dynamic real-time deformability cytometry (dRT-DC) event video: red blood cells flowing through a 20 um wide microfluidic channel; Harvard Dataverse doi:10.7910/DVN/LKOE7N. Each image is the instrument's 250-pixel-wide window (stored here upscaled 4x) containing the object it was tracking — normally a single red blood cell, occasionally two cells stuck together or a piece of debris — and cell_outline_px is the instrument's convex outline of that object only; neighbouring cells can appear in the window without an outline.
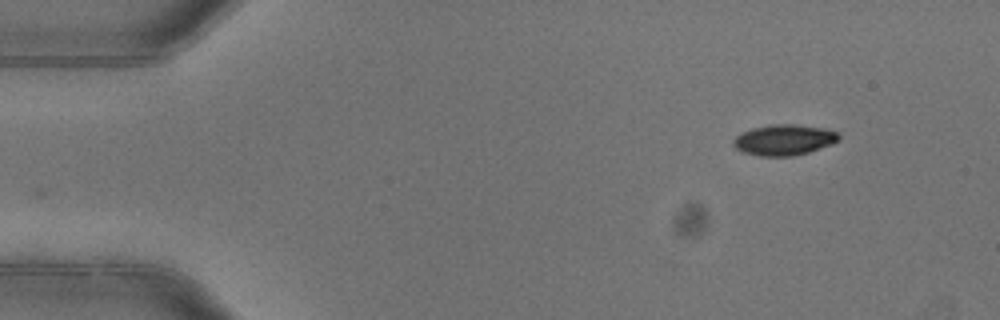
{"species": "common noctule bat (a hibernating species)", "species_latin": "Nyctalus noctula", "temperature_condition": "warm", "stored_images_in_passage": 2, "camera_frame_rate_fps": 3000, "um_per_image_px": 0.085, "animal": {"sex": "female"}, "frame": {"image": 1, "passage_image": 2, "time_ms": 0.333, "image_size_px": [1000, 320], "cell_outline_px": [[840, 140], [832, 144], [808, 152], [792, 156], [760, 156], [740, 152], [732, 144], [732, 140], [736, 136], [752, 128], [768, 124], [796, 124], [820, 128], [836, 132], [840, 136]], "centroid_in_image_um": [66.6, 11.89], "position_along_channel_um": 18.4, "area_um2": 18.9}}